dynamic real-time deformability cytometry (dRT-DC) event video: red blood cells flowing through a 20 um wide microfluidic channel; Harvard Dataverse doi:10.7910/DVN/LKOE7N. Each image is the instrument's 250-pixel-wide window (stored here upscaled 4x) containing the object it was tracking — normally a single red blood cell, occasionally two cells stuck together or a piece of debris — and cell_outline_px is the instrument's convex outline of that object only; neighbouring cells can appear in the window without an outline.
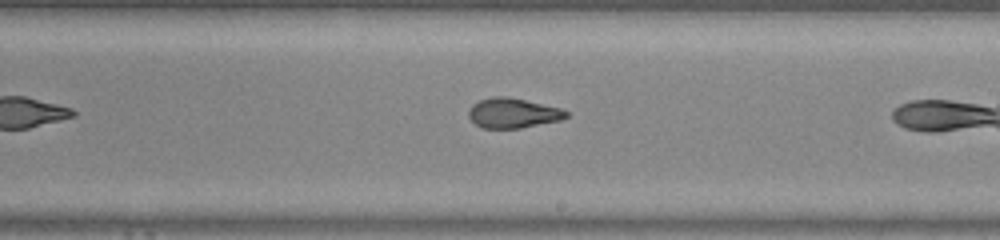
{"species": "common noctule bat (a hibernating species)", "species_latin": "Nyctalus noctula", "temperature_condition": "warm", "stored_images_in_passage": 24, "camera_frame_rate_fps": 3000, "um_per_image_px": 0.085, "animal": {"sex": "male", "body_mass_g": 20.0, "forearm_length_mm": 53.3}, "frame": {"image": 1, "passage_image": 14, "time_ms": 4.333, "image_size_px": [1000, 240], "cell_outline_px": [[568, 116], [560, 120], [520, 128], [480, 128], [468, 116], [468, 112], [472, 104], [480, 100], [496, 96], [504, 96], [524, 100], [560, 108], [568, 112]], "centroid_in_image_um": [43.57, 9.62], "position_along_channel_um": 245.4, "area_um2": 16.76}}
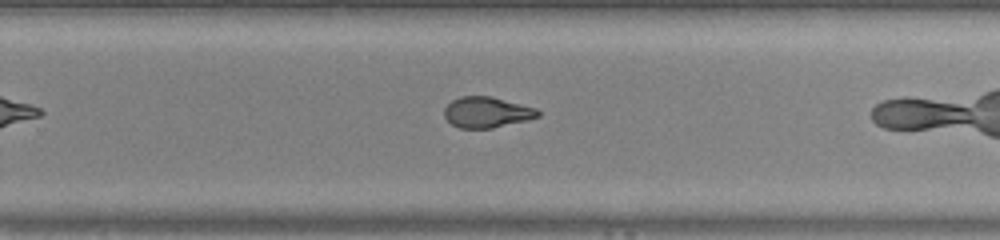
{"frame": {"image": 2, "passage_image": 17, "time_ms": 5.333, "image_size_px": [1000, 240], "cell_outline_px": [[540, 116], [528, 120], [492, 128], [460, 128], [452, 124], [444, 116], [444, 108], [452, 100], [460, 96], [492, 96], [536, 108], [540, 112]], "centroid_in_image_um": [41.38, 9.54], "position_along_channel_um": 288.4, "area_um2": 16.82}}